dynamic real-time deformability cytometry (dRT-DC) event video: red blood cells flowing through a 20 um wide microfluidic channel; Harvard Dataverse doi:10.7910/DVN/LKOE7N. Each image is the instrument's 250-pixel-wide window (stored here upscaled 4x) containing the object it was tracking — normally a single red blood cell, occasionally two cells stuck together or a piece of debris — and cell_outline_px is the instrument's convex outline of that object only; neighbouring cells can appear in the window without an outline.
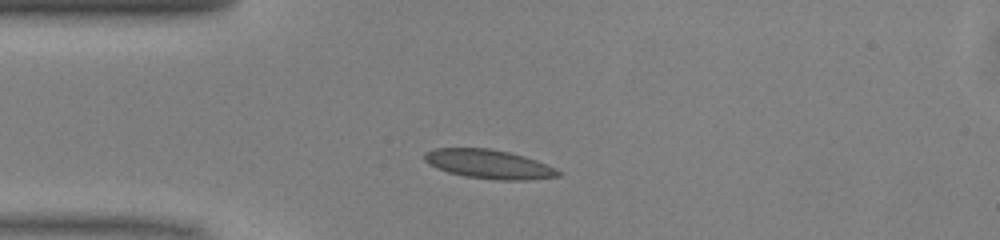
{"species": "common noctule bat (a hibernating species)", "species_latin": "Nyctalus noctula", "temperature_condition": "warm", "stored_images_in_passage": 39, "camera_frame_rate_fps": 3000, "um_per_image_px": 0.085, "animal": {"sex": "male", "body_mass_g": 13.0, "forearm_length_mm": 53.1}, "frame": {"image": 1, "passage_image": 1, "time_ms": 0.0, "image_size_px": [1000, 240], "cell_outline_px": [[564, 172], [560, 176], [524, 180], [496, 180], [464, 176], [448, 172], [436, 168], [428, 164], [424, 160], [424, 152], [432, 148], [488, 148], [508, 152], [524, 156], [536, 160], [556, 168]], "centroid_in_image_um": [41.54, 13.95], "position_along_channel_um": 43.5, "area_um2": 22.77}}
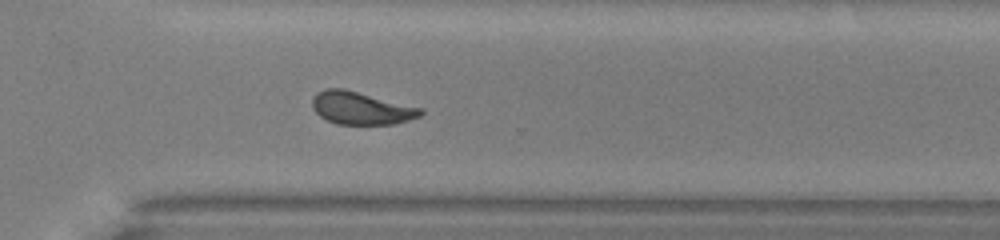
{"frame": {"image": 2, "passage_image": 24, "time_ms": 7.667, "image_size_px": [1000, 240], "cell_outline_px": [[424, 112], [420, 116], [396, 124], [336, 124], [320, 116], [312, 108], [312, 96], [316, 92], [324, 88], [344, 88], [424, 108]], "centroid_in_image_um": [30.69, 9.17], "position_along_channel_um": 339.9, "area_um2": 20.92}}
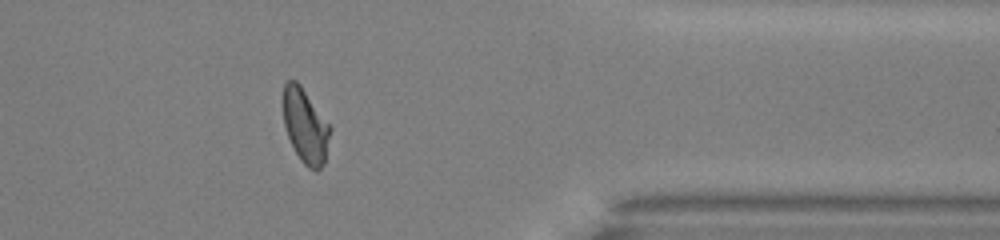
{"frame": {"image": 3, "passage_image": 29, "time_ms": 9.333, "image_size_px": [1000, 240], "cell_outline_px": [[332, 128], [324, 164], [316, 172], [308, 168], [300, 160], [288, 136], [284, 124], [280, 100], [284, 84], [288, 80], [296, 80], [300, 84]], "centroid_in_image_um": [25.92, 10.68], "position_along_channel_um": 385.5, "area_um2": 20.75}, "authors_computed_cell_mechanics": {"area_um2": 20.9814, "velocity_mm_per_s": 4.0747, "shape_relaxation_time_tau1_ms": 5.3479, "shape_relaxation_time_tau2_ms": null, "deformation_change_tau1": 0.148, "deformation_change_tau2": null}}